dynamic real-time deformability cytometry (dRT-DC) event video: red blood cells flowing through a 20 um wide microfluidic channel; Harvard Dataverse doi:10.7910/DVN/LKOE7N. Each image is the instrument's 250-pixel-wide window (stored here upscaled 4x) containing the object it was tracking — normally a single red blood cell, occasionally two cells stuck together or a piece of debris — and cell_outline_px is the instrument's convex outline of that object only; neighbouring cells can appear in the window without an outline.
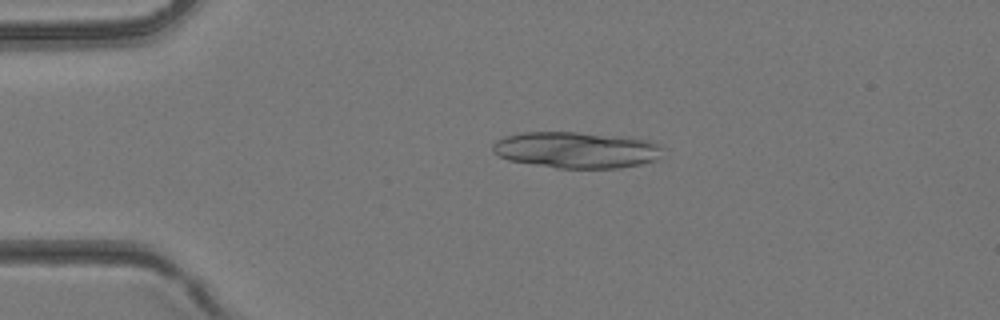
{"species": "common noctule bat (a hibernating species)", "species_latin": "Nyctalus noctula", "temperature_condition": "room temperature", "stored_images_in_passage": 2, "camera_frame_rate_fps": 3000, "um_per_image_px": 0.085, "animal": {"sex": "female", "body_mass_g": 24.6, "forearm_length_mm": 56.2}, "frame": {"image": 1, "passage_image": 2, "time_ms": 0.333, "image_size_px": [1000, 320], "cell_outline_px": [[668, 148], [656, 160], [644, 164], [620, 168], [556, 168], [508, 160], [492, 152], [492, 144], [496, 140], [504, 136], [520, 132], [580, 132], [632, 136], [648, 140], [660, 144]], "centroid_in_image_um": [49.07, 12.73], "position_along_channel_um": 35.9, "area_um2": 36.93}}